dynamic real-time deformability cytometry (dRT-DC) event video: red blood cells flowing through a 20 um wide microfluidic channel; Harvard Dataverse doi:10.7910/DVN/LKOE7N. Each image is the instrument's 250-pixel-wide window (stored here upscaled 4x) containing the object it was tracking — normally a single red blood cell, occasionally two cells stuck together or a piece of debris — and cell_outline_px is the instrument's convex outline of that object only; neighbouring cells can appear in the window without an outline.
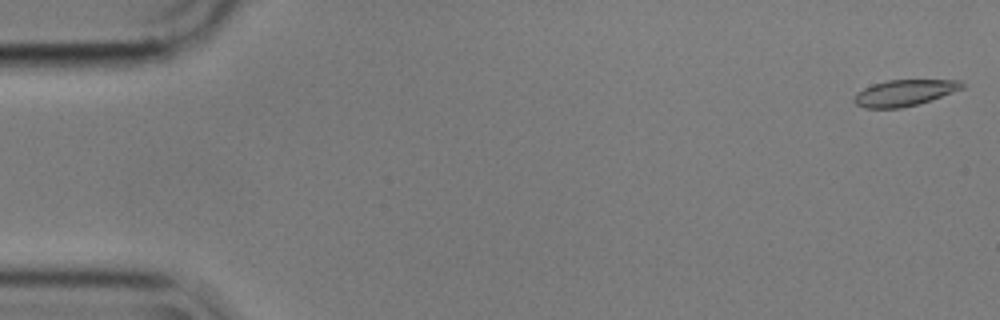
{"species": "common noctule bat (a hibernating species)", "species_latin": "Nyctalus noctula", "temperature_condition": "cold", "stored_images_in_passage": 56, "camera_frame_rate_fps": 3000, "um_per_image_px": 0.085, "animal": {"sex": "male", "body_mass_g": 17.9}, "frame": {"image": 1, "passage_image": 1, "time_ms": 0.0, "image_size_px": [1000, 320], "cell_outline_px": [[964, 88], [932, 100], [900, 108], [864, 108], [856, 104], [852, 100], [856, 92], [872, 84], [888, 80], [960, 80], [964, 84]], "centroid_in_image_um": [76.86, 7.89], "position_along_channel_um": 8.1, "area_um2": 16.53}}
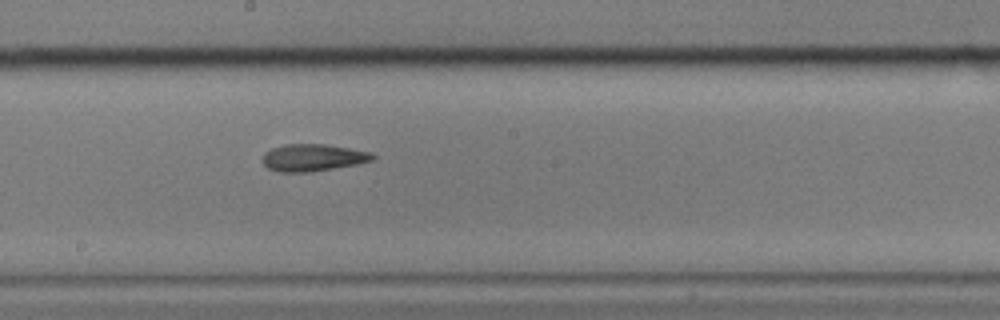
{"frame": {"image": 2, "passage_image": 30, "time_ms": 9.667, "image_size_px": [1000, 320], "cell_outline_px": [[376, 156], [372, 160], [356, 164], [312, 172], [280, 172], [268, 168], [264, 164], [264, 152], [272, 148], [284, 144], [324, 144], [372, 152]], "centroid_in_image_um": [26.6, 13.39], "position_along_channel_um": 221.6, "area_um2": 17.28}}
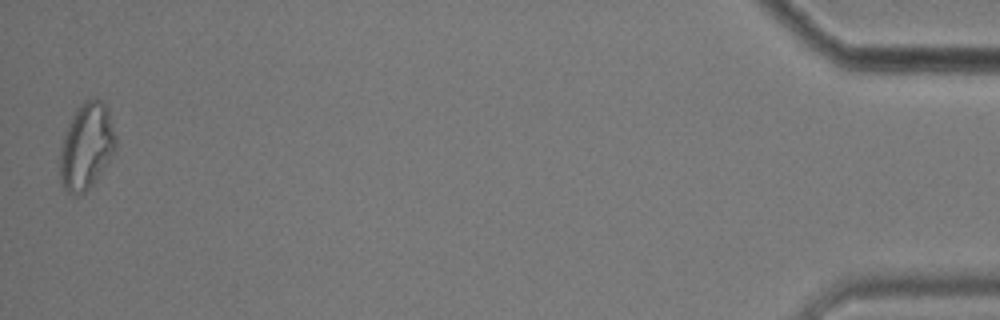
{"frame": {"image": 3, "passage_image": 55, "time_ms": 18.0, "image_size_px": [1000, 320], "cell_outline_px": [[116, 148], [92, 184], [84, 192], [76, 196], [68, 192], [60, 184], [60, 148], [64, 136], [76, 108], [84, 100], [92, 96], [96, 96], [104, 104], [108, 112], [116, 136]], "centroid_in_image_um": [7.33, 12.41], "position_along_channel_um": 427.9, "area_um2": 27.74}, "authors_computed_cell_mechanics": {"area_um2": 17.7446, "velocity_mm_per_s": 3.5543, "shape_relaxation_time_tau1_ms": 8.2599, "shape_relaxation_time_tau2_ms": 3.4663, "deformation_change_tau1": 0.2012, "deformation_change_tau2": 0.0907}}